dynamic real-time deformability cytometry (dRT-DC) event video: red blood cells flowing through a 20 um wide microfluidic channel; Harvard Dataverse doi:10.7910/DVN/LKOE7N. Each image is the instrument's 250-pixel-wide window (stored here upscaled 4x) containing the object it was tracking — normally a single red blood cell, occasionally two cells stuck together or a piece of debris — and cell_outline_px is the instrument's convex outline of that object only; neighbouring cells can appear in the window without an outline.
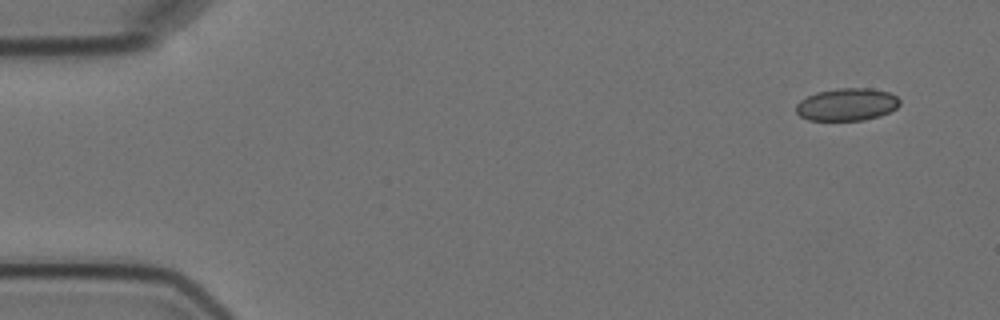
{"species": "Egyptian fruit bat (a non-hibernating species)", "species_latin": "Rousettus aegyptiacus", "temperature_condition": "cold", "stored_images_in_passage": 4, "camera_frame_rate_fps": 3000, "um_per_image_px": 0.085, "animal": {"sex": "female"}, "frame": {"image": 1, "passage_image": 1, "time_ms": 0.0, "image_size_px": [1000, 320], "cell_outline_px": [[900, 104], [896, 108], [880, 116], [864, 120], [808, 120], [800, 116], [796, 112], [796, 104], [800, 100], [816, 92], [836, 88], [868, 88], [888, 92], [896, 96], [900, 100]], "centroid_in_image_um": [71.97, 8.88], "position_along_channel_um": 13.0, "area_um2": 19.65}}
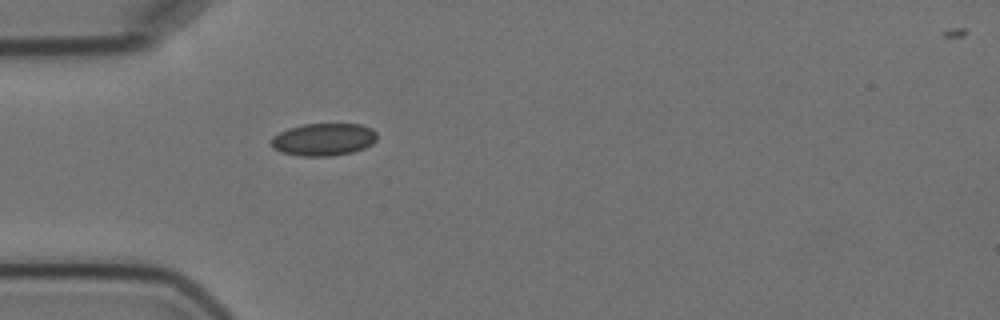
{"frame": {"image": 2, "passage_image": 4, "time_ms": 4.333, "image_size_px": [1000, 320], "cell_outline_px": [[376, 140], [372, 144], [364, 148], [352, 152], [332, 156], [300, 156], [280, 152], [272, 148], [272, 136], [288, 128], [304, 124], [360, 124], [372, 128], [376, 132]], "centroid_in_image_um": [27.5, 11.86], "position_along_channel_um": 57.5, "area_um2": 20.11}}